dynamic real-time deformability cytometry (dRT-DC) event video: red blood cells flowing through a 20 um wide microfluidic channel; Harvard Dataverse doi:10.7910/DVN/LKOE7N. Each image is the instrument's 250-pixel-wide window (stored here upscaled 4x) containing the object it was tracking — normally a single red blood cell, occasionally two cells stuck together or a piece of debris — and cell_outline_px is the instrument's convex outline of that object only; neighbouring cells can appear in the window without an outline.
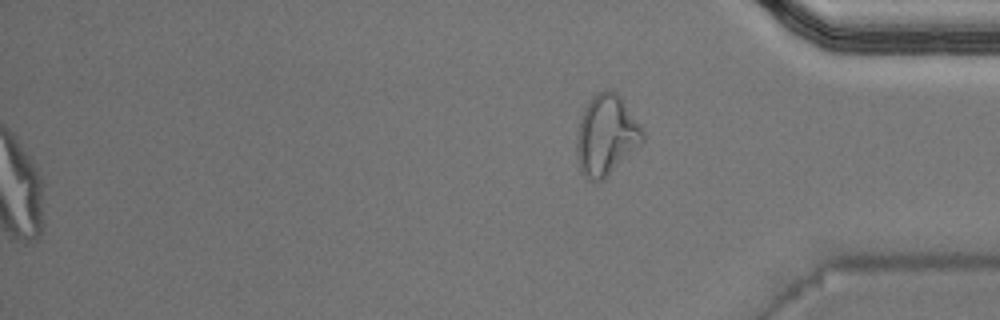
{"species": "Egyptian fruit bat (a non-hibernating species)", "species_latin": "Rousettus aegyptiacus", "temperature_condition": "warm", "stored_images_in_passage": 50, "camera_frame_rate_fps": 3000, "um_per_image_px": 0.085, "animal": {"sex": "male"}, "frame": {"image": 1, "passage_image": 50, "time_ms": 16.333, "image_size_px": [1000, 320], "cell_outline_px": [[644, 140], [608, 176], [600, 180], [588, 180], [584, 176], [580, 168], [576, 152], [576, 144], [580, 120], [584, 108], [588, 100], [596, 92], [604, 88], [616, 92], [644, 132]], "centroid_in_image_um": [51.5, 11.48], "position_along_channel_um": 383.7, "area_um2": 30.4}, "authors_computed_cell_mechanics": {"area_um2": 22.4264, "velocity_mm_per_s": 4.0381, "shape_relaxation_time_tau1_ms": null, "shape_relaxation_time_tau2_ms": 0.9982, "deformation_change_tau1": null, "deformation_change_tau2": 0.0776}}